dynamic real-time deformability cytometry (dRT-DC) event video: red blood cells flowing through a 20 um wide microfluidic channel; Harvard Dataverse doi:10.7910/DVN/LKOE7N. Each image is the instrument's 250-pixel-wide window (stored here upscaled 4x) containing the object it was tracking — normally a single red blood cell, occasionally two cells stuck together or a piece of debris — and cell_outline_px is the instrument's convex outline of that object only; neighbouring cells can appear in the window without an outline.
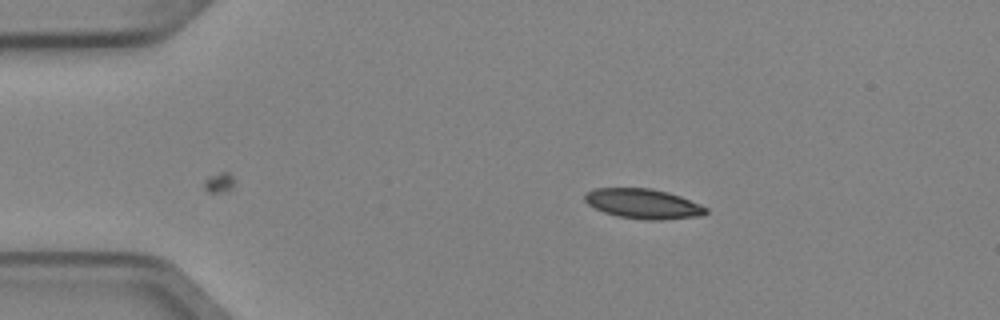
{"species": "Egyptian fruit bat (a non-hibernating species)", "species_latin": "Rousettus aegyptiacus", "temperature_condition": "cold", "stored_images_in_passage": 4, "camera_frame_rate_fps": 3000, "um_per_image_px": 0.085, "animal": {"sex": "female"}, "frame": {"image": 1, "passage_image": 4, "time_ms": 1.0, "image_size_px": [1000, 320], "cell_outline_px": [[708, 212], [704, 216], [660, 220], [648, 220], [616, 216], [604, 212], [588, 204], [584, 200], [584, 196], [588, 192], [596, 188], [652, 188], [668, 192], [680, 196], [700, 204], [708, 208]], "centroid_in_image_um": [54.71, 17.32], "position_along_channel_um": 30.3, "area_um2": 21.15}}